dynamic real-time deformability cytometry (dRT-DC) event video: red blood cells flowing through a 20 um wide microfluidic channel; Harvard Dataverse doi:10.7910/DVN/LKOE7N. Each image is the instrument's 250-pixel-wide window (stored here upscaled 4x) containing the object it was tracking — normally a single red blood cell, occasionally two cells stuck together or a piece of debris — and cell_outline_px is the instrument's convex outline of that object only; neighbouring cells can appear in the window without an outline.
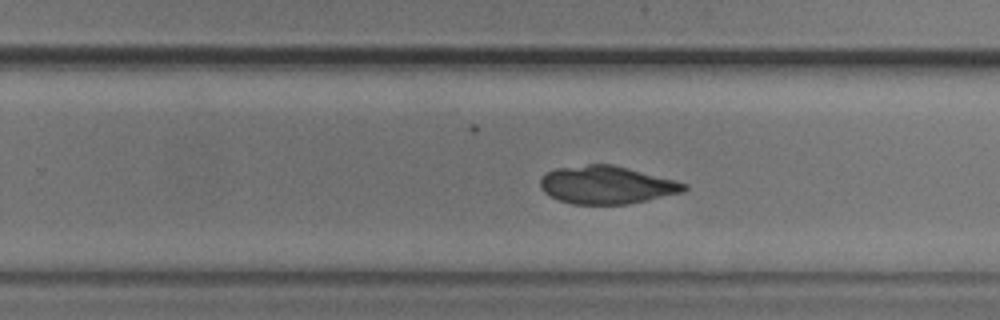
{"species": "common noctule bat (a hibernating species)", "species_latin": "Nyctalus noctula", "temperature_condition": "cold", "stored_images_in_passage": 47, "camera_frame_rate_fps": 3000, "um_per_image_px": 0.085, "animal": {"sex": "male", "body_mass_g": 20.5, "forearm_length_mm": 52.5}, "frame": {"image": 1, "passage_image": 32, "time_ms": 10.333, "image_size_px": [1000, 320], "cell_outline_px": [[688, 188], [684, 192], [628, 204], [572, 204], [560, 200], [544, 192], [540, 188], [540, 180], [544, 172], [556, 168], [588, 164], [612, 164], [688, 184]], "centroid_in_image_um": [51.53, 15.72], "position_along_channel_um": 278.3, "area_um2": 31.62}}
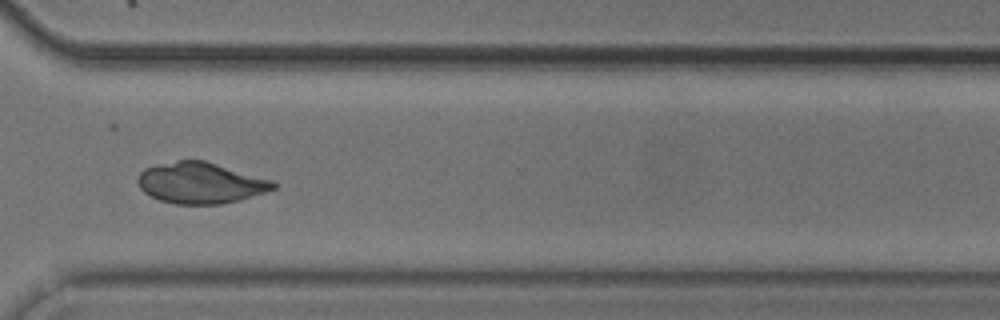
{"frame": {"image": 2, "passage_image": 38, "time_ms": 12.333, "image_size_px": [1000, 320], "cell_outline_px": [[280, 184], [276, 188], [240, 200], [220, 204], [176, 204], [160, 200], [144, 192], [140, 188], [136, 180], [140, 172], [144, 168], [156, 164], [176, 160], [204, 160], [272, 180]], "centroid_in_image_um": [17.03, 15.54], "position_along_channel_um": 353.6, "area_um2": 32.48}}